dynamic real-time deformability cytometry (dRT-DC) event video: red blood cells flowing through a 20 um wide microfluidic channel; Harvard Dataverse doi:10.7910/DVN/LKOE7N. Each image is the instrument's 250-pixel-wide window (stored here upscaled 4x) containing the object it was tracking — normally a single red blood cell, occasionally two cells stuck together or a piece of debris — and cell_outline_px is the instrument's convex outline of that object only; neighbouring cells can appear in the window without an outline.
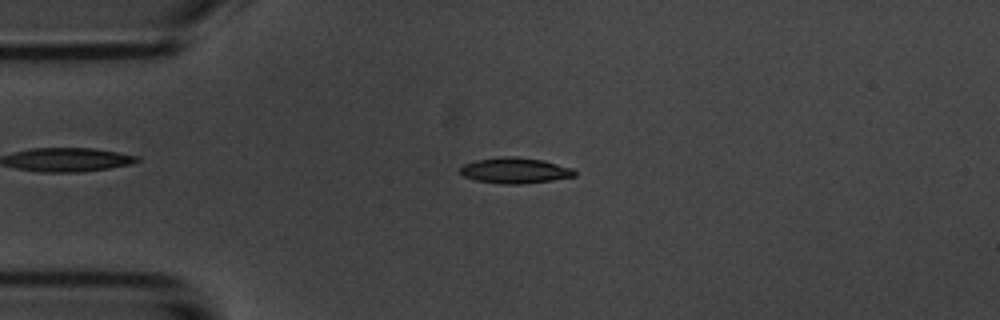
{"species": "common noctule bat (a hibernating species)", "species_latin": "Nyctalus noctula", "temperature_condition": "room temperature", "stored_images_in_passage": 43, "camera_frame_rate_fps": 3000, "um_per_image_px": 0.085, "animal": {"sex": "male", "body_mass_g": 20.1, "forearm_length_mm": 53.5}, "frame": {"image": 1, "passage_image": 2, "time_ms": 0.333, "image_size_px": [1000, 320], "cell_outline_px": [[576, 176], [552, 180], [520, 184], [504, 184], [476, 180], [464, 176], [460, 172], [460, 168], [464, 164], [476, 160], [500, 156], [516, 156], [544, 160], [572, 168], [576, 172]], "centroid_in_image_um": [43.78, 14.48], "position_along_channel_um": 41.2, "area_um2": 17.17}}
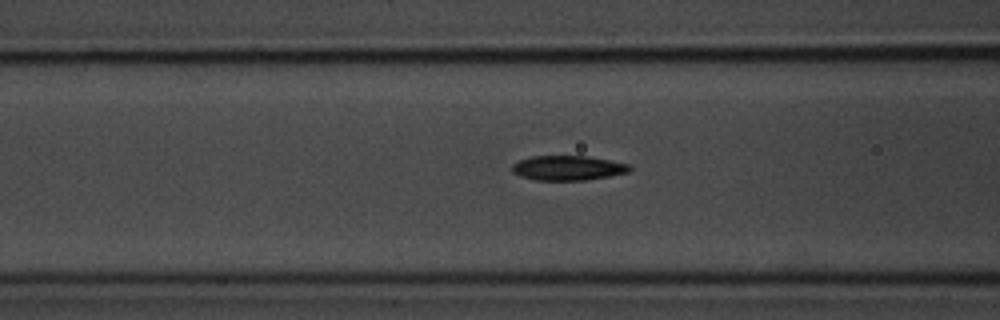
{"frame": {"image": 2, "passage_image": 10, "time_ms": 3.0, "image_size_px": [1000, 320], "cell_outline_px": [[632, 168], [628, 172], [608, 176], [584, 180], [536, 180], [520, 176], [512, 172], [512, 164], [520, 160], [532, 156], [588, 156], [628, 164]], "centroid_in_image_um": [48.24, 14.27], "position_along_channel_um": 118.4, "area_um2": 16.76}}
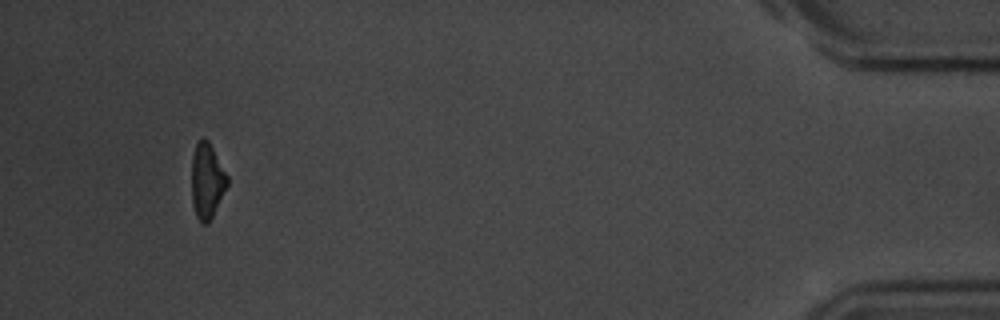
{"frame": {"image": 3, "passage_image": 40, "time_ms": 13.0, "image_size_px": [1000, 320], "cell_outline_px": [[228, 184], [208, 224], [200, 224], [196, 216], [192, 204], [192, 156], [196, 144], [200, 136], [204, 136], [208, 140], [228, 176]], "centroid_in_image_um": [17.58, 15.36], "position_along_channel_um": 417.6, "area_um2": 15.72}, "authors_computed_cell_mechanics": {"area_um2": 17.051, "velocity_mm_per_s": 3.7146, "shape_relaxation_time_tau1_ms": 3.1094, "shape_relaxation_time_tau2_ms": 8.5005, "deformation_change_tau1": 0.1442, "deformation_change_tau2": 0.1719}}